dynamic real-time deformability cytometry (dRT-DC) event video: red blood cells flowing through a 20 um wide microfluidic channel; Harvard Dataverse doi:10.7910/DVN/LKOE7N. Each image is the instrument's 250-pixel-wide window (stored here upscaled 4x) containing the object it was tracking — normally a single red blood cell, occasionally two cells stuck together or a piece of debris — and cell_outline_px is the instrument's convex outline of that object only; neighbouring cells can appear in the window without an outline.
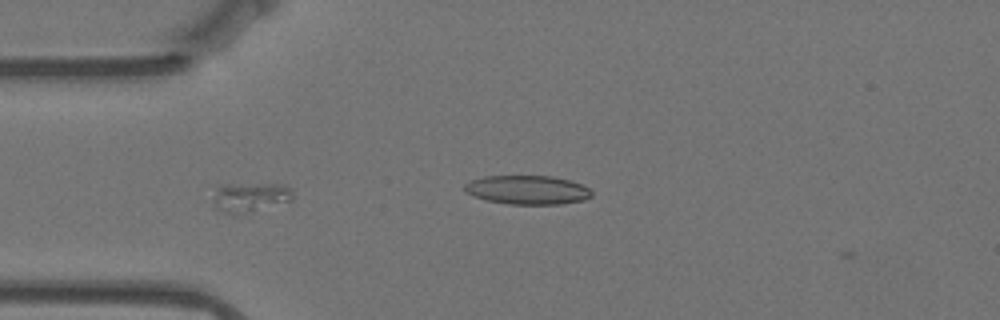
{"species": "Egyptian fruit bat (a non-hibernating species)", "species_latin": "Rousettus aegyptiacus", "temperature_condition": "warm", "stored_images_in_passage": 45, "segment_of_instrument_passage": [1, 2], "camera_frame_rate_fps": 3000, "um_per_image_px": 0.085, "animal": {"sex": "female"}, "frame": {"image": 1, "passage_image": 1, "time_ms": 0.0, "image_size_px": [1000, 320], "cell_outline_px": [[292, 200], [240, 212], [224, 212], [216, 208], [212, 204], [212, 200], [216, 188], [220, 184], [284, 184], [292, 188]], "centroid_in_image_um": [21.21, 16.69], "position_along_channel_um": 63.8, "area_um2": 13.18}}